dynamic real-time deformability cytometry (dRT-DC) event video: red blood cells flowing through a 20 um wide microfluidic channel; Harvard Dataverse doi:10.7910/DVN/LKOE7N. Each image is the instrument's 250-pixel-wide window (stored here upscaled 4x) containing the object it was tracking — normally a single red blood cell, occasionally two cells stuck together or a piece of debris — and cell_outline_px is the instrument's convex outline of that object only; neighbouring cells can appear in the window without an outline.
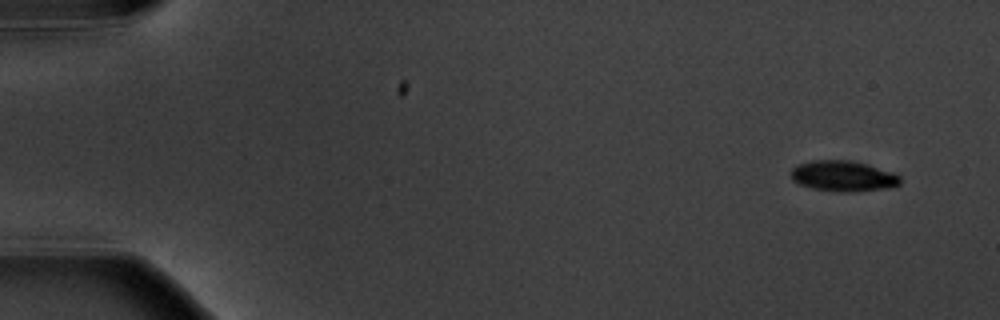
{"species": "common noctule bat (a hibernating species)", "species_latin": "Nyctalus noctula", "temperature_condition": "warm", "stored_images_in_passage": 5, "camera_frame_rate_fps": 3000, "um_per_image_px": 0.085, "animal": {"sex": "male", "body_mass_g": 20.1, "forearm_length_mm": 53.5}, "frame": {"image": 1, "passage_image": 1, "time_ms": 0.0, "image_size_px": [1000, 320], "cell_outline_px": [[900, 184], [892, 188], [852, 192], [840, 192], [812, 188], [800, 184], [792, 180], [792, 168], [796, 164], [812, 160], [848, 160], [868, 164], [892, 172], [900, 176]], "centroid_in_image_um": [71.69, 14.97], "position_along_channel_um": 13.3, "area_um2": 19.65}}
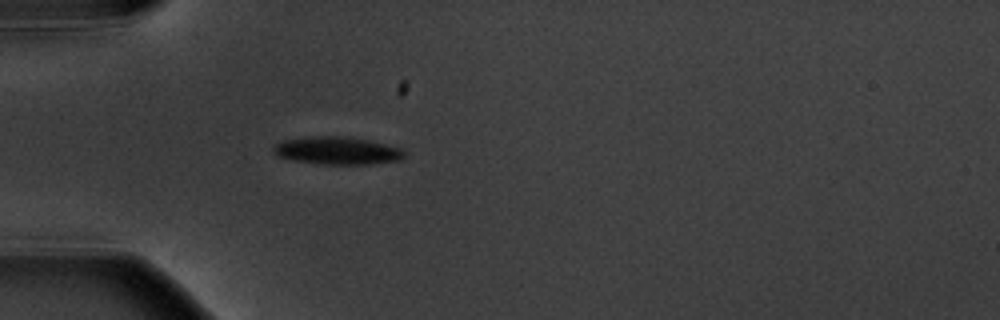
{"frame": {"image": 2, "passage_image": 5, "time_ms": 4.667, "image_size_px": [1000, 320], "cell_outline_px": [[404, 156], [400, 160], [372, 164], [324, 164], [292, 160], [280, 156], [272, 148], [276, 144], [284, 140], [312, 136], [344, 136], [368, 140], [400, 148], [404, 152]], "centroid_in_image_um": [28.68, 12.8], "position_along_channel_um": 56.3, "area_um2": 20.81}}